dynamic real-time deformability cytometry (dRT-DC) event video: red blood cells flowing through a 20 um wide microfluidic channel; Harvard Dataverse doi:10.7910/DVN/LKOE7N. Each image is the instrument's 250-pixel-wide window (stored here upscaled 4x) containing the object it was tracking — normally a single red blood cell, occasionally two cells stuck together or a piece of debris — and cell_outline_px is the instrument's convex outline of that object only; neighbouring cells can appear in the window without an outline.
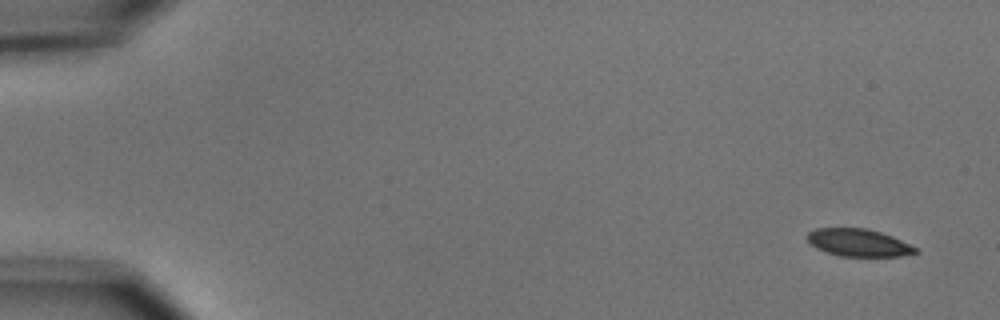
{"species": "common noctule bat (a hibernating species)", "species_latin": "Nyctalus noctula", "temperature_condition": "cold", "stored_images_in_passage": 5, "camera_frame_rate_fps": 3000, "um_per_image_px": 0.085, "animal": {"sex": "male", "body_mass_g": 15.6}, "frame": {"image": 1, "passage_image": 1, "time_ms": 0.0, "image_size_px": [1000, 320], "cell_outline_px": [[920, 252], [900, 256], [840, 256], [816, 248], [804, 236], [808, 232], [816, 228], [864, 228], [880, 232], [892, 236], [920, 248]], "centroid_in_image_um": [73.0, 20.62], "position_along_channel_um": 12.0, "area_um2": 17.4}}
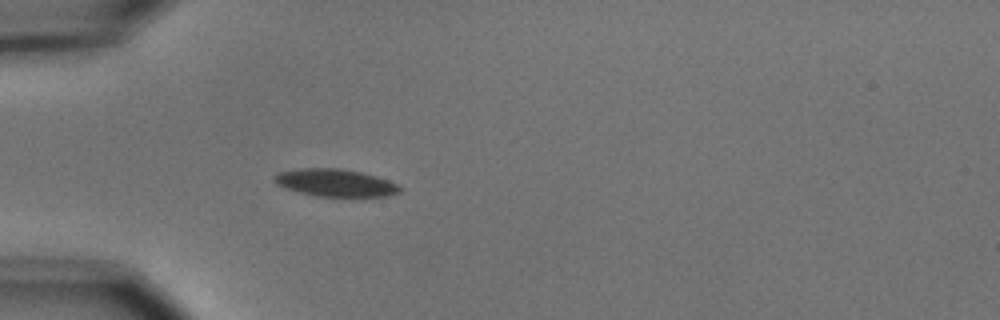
{"frame": {"image": 2, "passage_image": 5, "time_ms": 4.667, "image_size_px": [1000, 320], "cell_outline_px": [[400, 192], [388, 196], [316, 196], [300, 192], [276, 184], [272, 180], [272, 176], [280, 172], [300, 168], [340, 168], [360, 172], [376, 176], [388, 180], [396, 184], [400, 188]], "centroid_in_image_um": [28.48, 15.53], "position_along_channel_um": 56.5, "area_um2": 19.88}}